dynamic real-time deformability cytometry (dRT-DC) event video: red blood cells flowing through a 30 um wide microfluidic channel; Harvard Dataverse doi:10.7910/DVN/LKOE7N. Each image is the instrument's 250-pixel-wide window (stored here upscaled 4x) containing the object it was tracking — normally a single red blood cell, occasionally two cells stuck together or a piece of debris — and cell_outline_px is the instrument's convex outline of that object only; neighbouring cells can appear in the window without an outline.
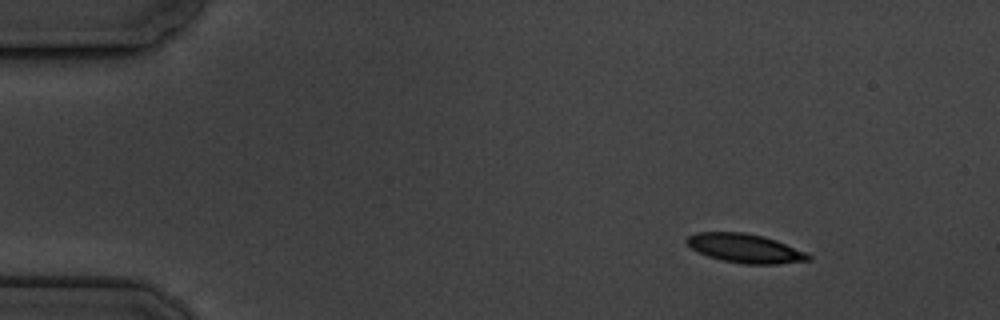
{"species": "common noctule bat (a hibernating species)", "species_latin": "Nyctalus noctula", "temperature_condition": "cold", "stored_images_in_passage": 4, "camera_frame_rate_fps": 3000, "um_per_image_px": 0.085, "animal": {"sex": "male", "body_mass_g": 19.5, "forearm_length_mm": 54.6}, "frame": {"image": 1, "passage_image": 1, "time_ms": 0.0, "image_size_px": [1000, 320], "cell_outline_px": [[812, 260], [776, 264], [744, 264], [720, 260], [708, 256], [692, 248], [684, 240], [688, 236], [696, 232], [744, 232], [764, 236], [776, 240], [804, 252], [812, 256]], "centroid_in_image_um": [63.32, 21.1], "position_along_channel_um": 21.7, "area_um2": 20.46}}
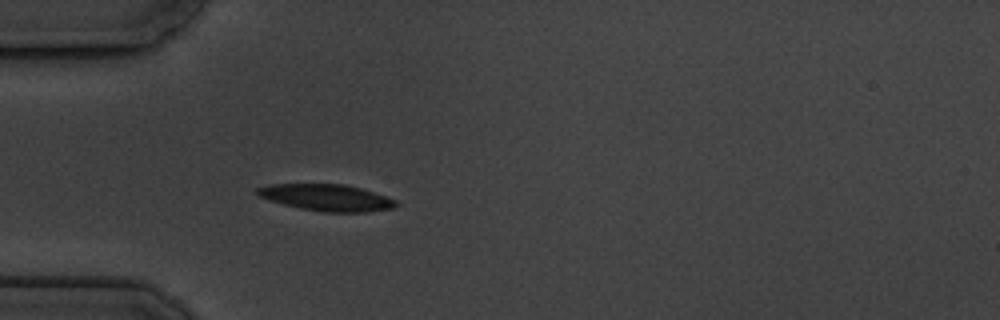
{"frame": {"image": 2, "passage_image": 4, "time_ms": 3.333, "image_size_px": [1000, 320], "cell_outline_px": [[400, 204], [392, 208], [364, 212], [324, 212], [300, 208], [268, 200], [260, 196], [256, 192], [256, 188], [268, 184], [344, 184], [360, 188], [396, 200]], "centroid_in_image_um": [27.74, 16.79], "position_along_channel_um": 57.3, "area_um2": 21.33}}